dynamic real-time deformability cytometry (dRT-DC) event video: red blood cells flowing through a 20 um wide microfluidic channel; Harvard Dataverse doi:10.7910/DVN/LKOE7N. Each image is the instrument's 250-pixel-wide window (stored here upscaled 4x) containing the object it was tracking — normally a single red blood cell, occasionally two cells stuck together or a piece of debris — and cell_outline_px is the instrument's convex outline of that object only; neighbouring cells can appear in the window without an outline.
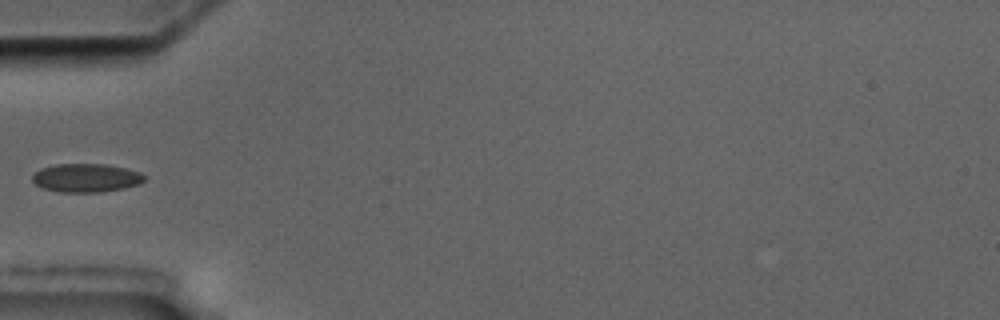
{"species": "common noctule bat (a hibernating species)", "species_latin": "Nyctalus noctula", "temperature_condition": "cold", "stored_images_in_passage": 9, "camera_frame_rate_fps": 3000, "um_per_image_px": 0.085, "animal": {"sex": "male", "body_mass_g": 17.5, "forearm_length_mm": 52.3}, "frame": {"image": 1, "passage_image": 6, "time_ms": 5.667, "image_size_px": [1000, 320], "cell_outline_px": [[144, 180], [140, 184], [124, 188], [100, 192], [60, 192], [44, 188], [36, 184], [32, 180], [32, 176], [40, 168], [56, 164], [104, 164], [124, 168], [140, 172], [144, 176]], "centroid_in_image_um": [7.31, 15.12], "position_along_channel_um": 77.7, "area_um2": 18.5}}
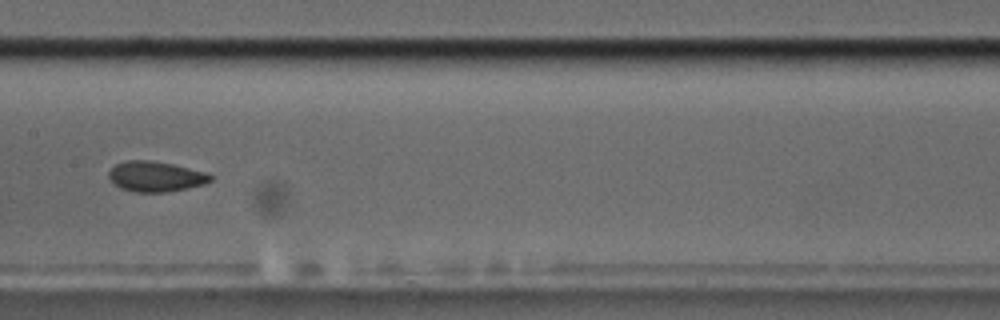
{"frame": {"image": 2, "passage_image": 9, "time_ms": 9.0, "image_size_px": [1000, 320], "cell_outline_px": [[212, 180], [204, 184], [188, 188], [164, 192], [136, 192], [120, 188], [108, 176], [108, 172], [116, 164], [128, 160], [152, 160], [172, 164], [208, 172], [212, 176]], "centroid_in_image_um": [13.26, 14.99], "position_along_channel_um": 194.1, "area_um2": 17.92}}